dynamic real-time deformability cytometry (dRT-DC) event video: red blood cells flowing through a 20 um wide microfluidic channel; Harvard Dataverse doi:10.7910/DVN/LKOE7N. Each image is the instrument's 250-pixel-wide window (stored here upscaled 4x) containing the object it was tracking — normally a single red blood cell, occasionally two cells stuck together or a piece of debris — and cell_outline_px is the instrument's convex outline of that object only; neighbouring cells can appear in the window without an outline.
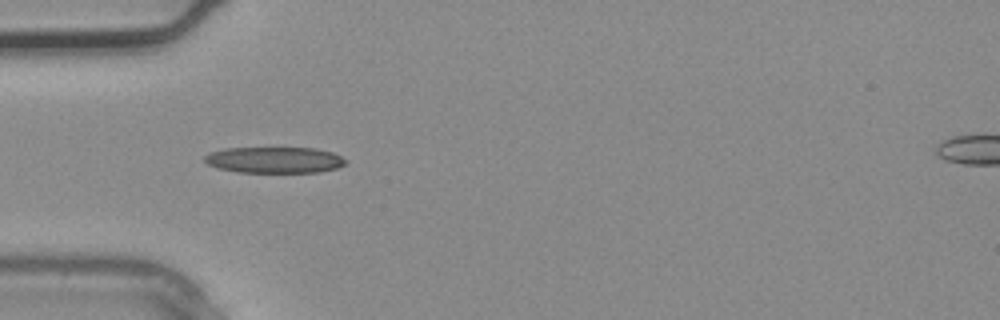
{"species": "common noctule bat (a hibernating species)", "species_latin": "Nyctalus noctula", "temperature_condition": "warm", "stored_images_in_passage": 1, "camera_frame_rate_fps": 3000, "um_per_image_px": 0.085, "animal": {"sex": "male", "body_mass_g": 20.4}, "frame": {"image": 1, "passage_image": 1, "time_ms": 0.0, "image_size_px": [1000, 320], "cell_outline_px": [[348, 160], [344, 164], [336, 168], [320, 172], [236, 172], [216, 168], [208, 164], [204, 160], [204, 156], [212, 152], [224, 148], [316, 148], [332, 152]], "centroid_in_image_um": [23.32, 13.6], "position_along_channel_um": 61.7, "area_um2": 21.5}}